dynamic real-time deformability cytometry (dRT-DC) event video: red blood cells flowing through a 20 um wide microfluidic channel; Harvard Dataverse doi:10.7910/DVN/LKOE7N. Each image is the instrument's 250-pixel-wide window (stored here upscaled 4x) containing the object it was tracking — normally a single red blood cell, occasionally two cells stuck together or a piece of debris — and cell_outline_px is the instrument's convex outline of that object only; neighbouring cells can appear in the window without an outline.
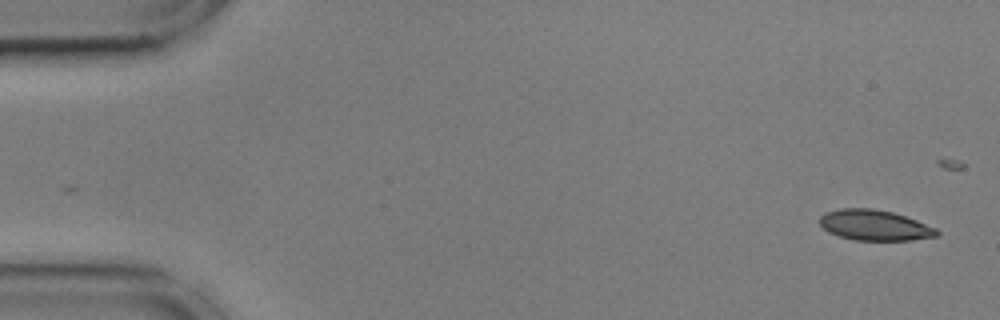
{"species": "common noctule bat (a hibernating species)", "species_latin": "Nyctalus noctula", "temperature_condition": "cold", "stored_images_in_passage": 16, "camera_frame_rate_fps": 3000, "um_per_image_px": 0.085, "animal": {"sex": "male", "body_mass_g": 17.9, "forearm_length_mm": 54.2}, "frame": {"image": 1, "passage_image": 1, "time_ms": 0.0, "image_size_px": [1000, 320], "cell_outline_px": [[940, 232], [936, 236], [912, 240], [856, 240], [840, 236], [828, 232], [820, 224], [820, 216], [824, 212], [840, 208], [872, 208], [892, 212], [916, 220], [936, 228]], "centroid_in_image_um": [74.32, 19.13], "position_along_channel_um": 10.7, "area_um2": 20.75}}
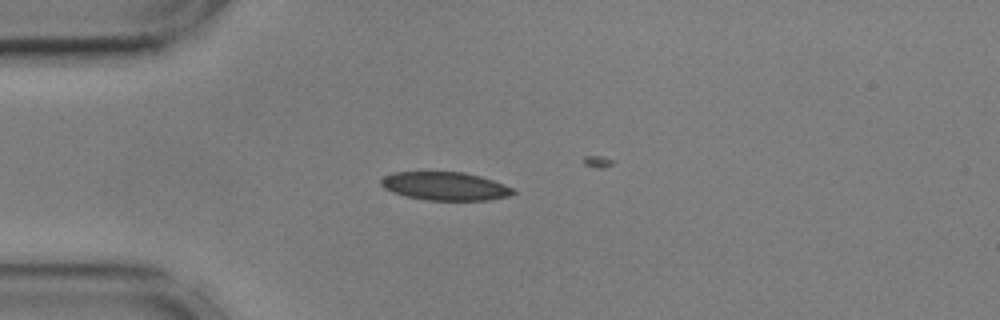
{"frame": {"image": 2, "passage_image": 13, "time_ms": 4.0, "image_size_px": [1000, 320], "cell_outline_px": [[516, 192], [508, 196], [488, 200], [428, 200], [408, 196], [392, 192], [384, 188], [380, 184], [380, 180], [384, 176], [392, 172], [464, 172], [480, 176], [504, 184], [512, 188]], "centroid_in_image_um": [37.82, 15.81], "position_along_channel_um": 47.2, "area_um2": 21.68}}